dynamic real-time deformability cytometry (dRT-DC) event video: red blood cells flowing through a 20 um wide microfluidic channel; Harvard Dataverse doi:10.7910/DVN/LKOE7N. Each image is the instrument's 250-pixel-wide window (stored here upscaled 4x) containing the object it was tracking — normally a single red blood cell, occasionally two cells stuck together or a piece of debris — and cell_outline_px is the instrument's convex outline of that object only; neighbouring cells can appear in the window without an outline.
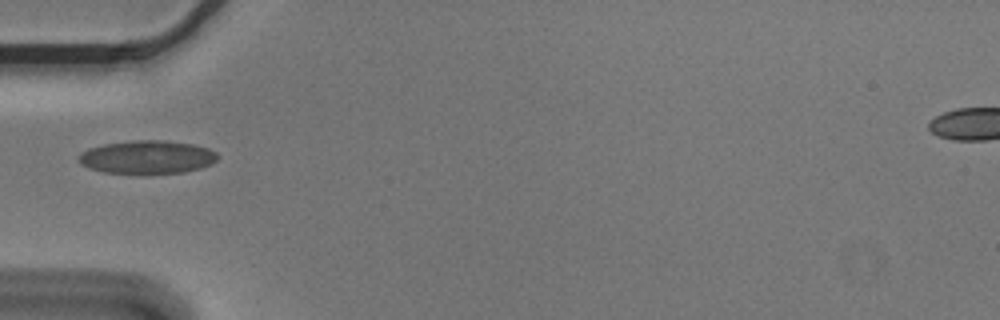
{"species": "Egyptian fruit bat (a non-hibernating species)", "species_latin": "Rousettus aegyptiacus", "temperature_condition": "cold", "stored_images_in_passage": 3, "camera_frame_rate_fps": 3000, "um_per_image_px": 0.085, "animal": {"sex": "male"}, "frame": {"image": 1, "passage_image": 1, "time_ms": 0.0, "image_size_px": [1000, 320], "cell_outline_px": [[220, 156], [212, 164], [200, 168], [184, 172], [144, 176], [140, 176], [104, 172], [88, 168], [80, 164], [76, 160], [76, 156], [80, 152], [88, 148], [104, 144], [132, 140], [164, 140], [192, 144], [208, 148], [216, 152]], "centroid_in_image_um": [12.46, 13.39], "position_along_channel_um": 72.5, "area_um2": 28.03}}
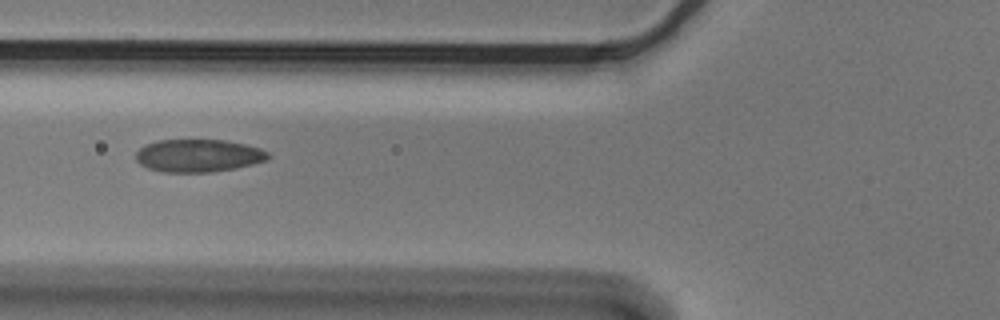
{"frame": {"image": 2, "passage_image": 2, "time_ms": 0.333, "image_size_px": [1000, 320], "cell_outline_px": [[272, 156], [268, 160], [252, 164], [212, 172], [164, 172], [148, 168], [140, 164], [136, 160], [136, 152], [144, 144], [160, 140], [224, 140], [244, 144], [260, 148], [268, 152]], "centroid_in_image_um": [16.86, 13.22], "position_along_channel_um": 108.9, "area_um2": 25.2}}
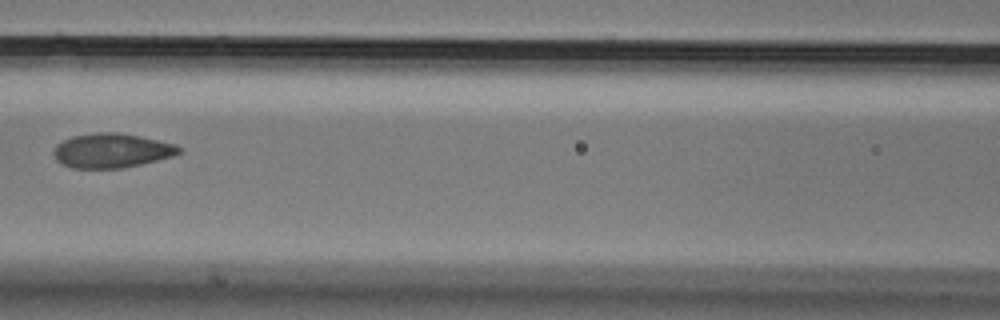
{"frame": {"image": 3, "passage_image": 3, "time_ms": 0.667, "image_size_px": [1000, 320], "cell_outline_px": [[184, 152], [172, 156], [140, 164], [120, 168], [72, 168], [56, 160], [52, 152], [56, 144], [72, 136], [96, 132], [116, 132], [140, 136], [176, 144], [184, 148]], "centroid_in_image_um": [9.51, 12.79], "position_along_channel_um": 157.1, "area_um2": 25.2}}